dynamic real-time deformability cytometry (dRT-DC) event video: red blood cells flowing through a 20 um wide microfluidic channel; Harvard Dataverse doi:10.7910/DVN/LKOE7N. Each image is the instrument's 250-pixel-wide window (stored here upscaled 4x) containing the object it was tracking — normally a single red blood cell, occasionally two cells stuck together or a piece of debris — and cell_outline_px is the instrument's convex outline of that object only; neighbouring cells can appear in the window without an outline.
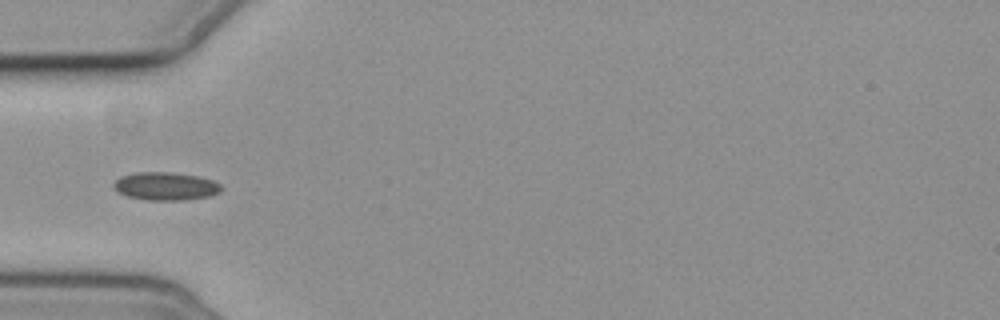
{"species": "common noctule bat (a hibernating species)", "species_latin": "Nyctalus noctula", "temperature_condition": "cold", "stored_images_in_passage": 6, "camera_frame_rate_fps": 3000, "um_per_image_px": 0.085, "animal": {"sex": "female", "body_mass_g": 19.3, "forearm_length_mm": 54.1}, "frame": {"image": 1, "passage_image": 4, "time_ms": 3.667, "image_size_px": [1000, 320], "cell_outline_px": [[220, 192], [208, 196], [184, 200], [148, 200], [128, 196], [120, 192], [112, 184], [120, 176], [136, 172], [172, 172], [200, 176], [212, 180], [220, 184]], "centroid_in_image_um": [14.08, 15.81], "position_along_channel_um": 70.9, "area_um2": 17.46}}
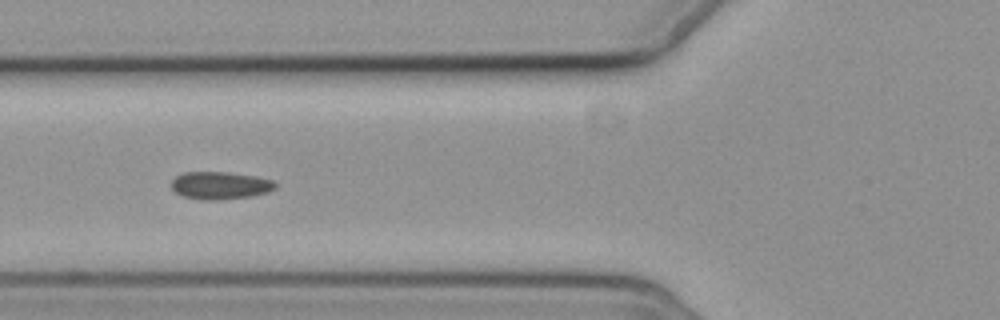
{"frame": {"image": 2, "passage_image": 5, "time_ms": 4.667, "image_size_px": [1000, 320], "cell_outline_px": [[276, 188], [268, 192], [252, 196], [216, 200], [200, 200], [184, 196], [176, 192], [172, 188], [172, 180], [176, 176], [184, 172], [228, 172], [256, 176], [272, 180], [276, 184]], "centroid_in_image_um": [18.72, 15.76], "position_along_channel_um": 107.1, "area_um2": 16.7}}
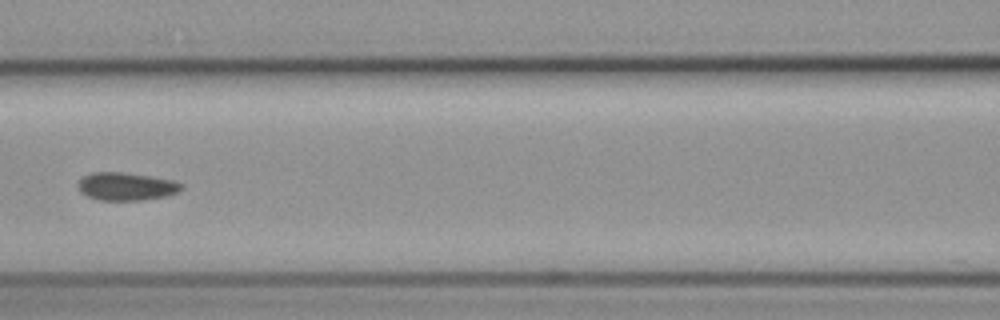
{"frame": {"image": 3, "passage_image": 6, "time_ms": 6.0, "image_size_px": [1000, 320], "cell_outline_px": [[184, 188], [180, 192], [168, 196], [144, 200], [96, 200], [80, 192], [76, 184], [84, 176], [92, 172], [124, 172], [152, 176], [172, 180], [184, 184]], "centroid_in_image_um": [10.77, 15.85], "position_along_channel_um": 155.8, "area_um2": 17.17}}